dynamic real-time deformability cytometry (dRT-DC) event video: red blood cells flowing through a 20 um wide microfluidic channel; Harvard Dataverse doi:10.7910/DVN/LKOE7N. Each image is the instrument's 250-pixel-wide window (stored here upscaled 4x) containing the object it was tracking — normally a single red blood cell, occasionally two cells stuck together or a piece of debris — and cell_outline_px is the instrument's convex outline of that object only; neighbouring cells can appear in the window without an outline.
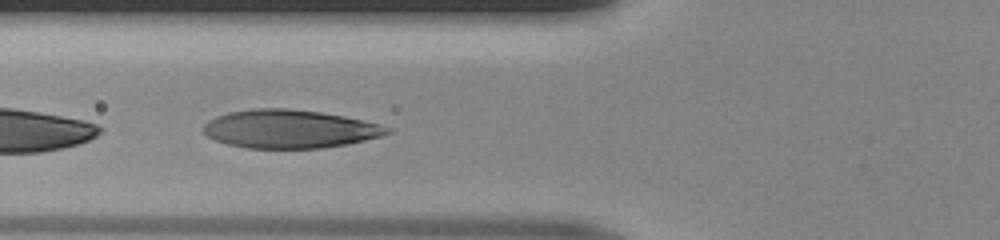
{"species": "human", "species_latin": "Homo sapiens", "temperature_condition": "room temperature", "stored_images_in_passage": 26, "camera_frame_rate_fps": 3000, "um_per_image_px": 0.085, "donor": {"sex": "male"}, "frame": {"image": 1, "passage_image": 13, "time_ms": 4.0, "image_size_px": [1000, 240], "cell_outline_px": [[392, 132], [380, 136], [348, 144], [320, 148], [248, 148], [228, 144], [216, 140], [208, 136], [204, 132], [204, 124], [208, 120], [216, 116], [228, 112], [252, 108], [288, 108], [320, 112], [344, 116], [380, 124], [392, 128]], "centroid_in_image_um": [24.62, 10.95], "position_along_channel_um": 101.2, "area_um2": 41.04}}
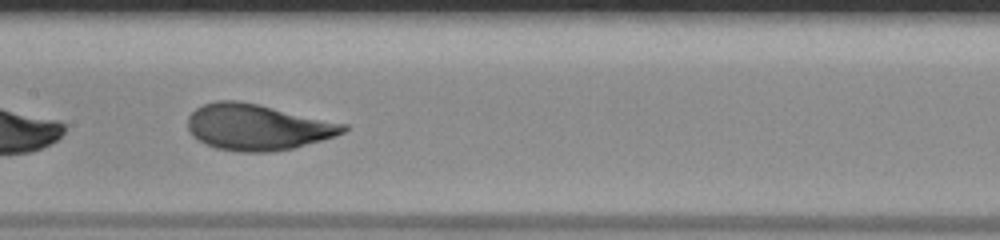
{"frame": {"image": 2, "passage_image": 19, "time_ms": 6.0, "image_size_px": [1000, 240], "cell_outline_px": [[348, 128], [344, 132], [336, 136], [292, 148], [272, 152], [236, 152], [216, 148], [204, 144], [192, 136], [188, 128], [188, 116], [196, 108], [204, 104], [216, 100], [240, 100], [348, 124]], "centroid_in_image_um": [21.86, 10.8], "position_along_channel_um": 185.5, "area_um2": 41.96}}